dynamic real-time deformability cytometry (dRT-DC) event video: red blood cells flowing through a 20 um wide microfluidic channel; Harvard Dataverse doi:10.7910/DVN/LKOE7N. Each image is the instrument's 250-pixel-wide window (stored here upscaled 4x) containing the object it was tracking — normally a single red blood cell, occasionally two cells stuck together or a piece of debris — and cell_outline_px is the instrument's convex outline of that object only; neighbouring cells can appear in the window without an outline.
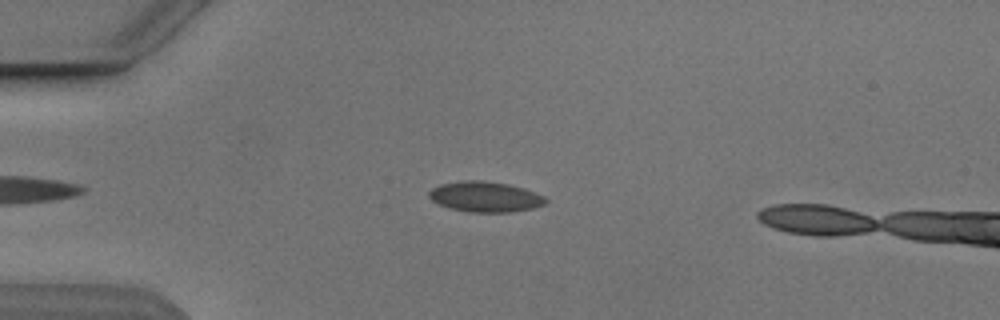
{"species": "Egyptian fruit bat (a non-hibernating species)", "species_latin": "Rousettus aegyptiacus", "temperature_condition": "cold", "stored_images_in_passage": 47, "camera_frame_rate_fps": 3000, "um_per_image_px": 0.085, "animal": {"sex": "male"}, "frame": {"image": 1, "passage_image": 12, "time_ms": 3.667, "image_size_px": [1000, 320], "cell_outline_px": [[548, 200], [544, 204], [532, 208], [512, 212], [468, 212], [448, 208], [432, 200], [428, 196], [428, 192], [432, 188], [440, 184], [464, 180], [480, 180], [508, 184], [524, 188], [544, 196]], "centroid_in_image_um": [41.22, 16.72], "position_along_channel_um": 43.8, "area_um2": 20.69}}
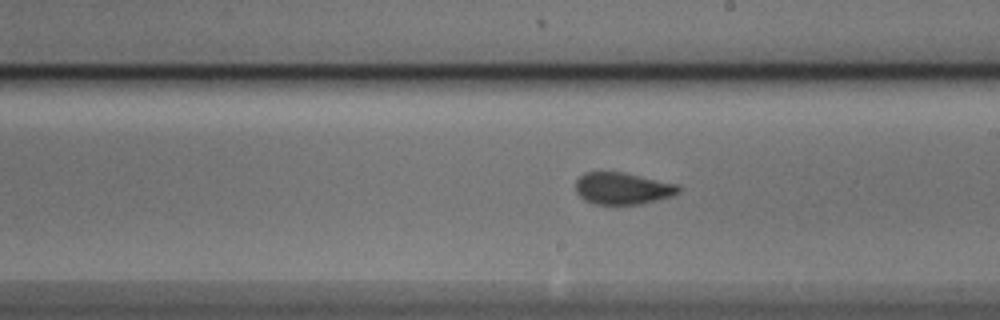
{"frame": {"image": 2, "passage_image": 29, "time_ms": 9.333, "image_size_px": [1000, 320], "cell_outline_px": [[680, 192], [672, 196], [640, 204], [592, 204], [584, 200], [576, 192], [576, 180], [584, 172], [624, 172], [680, 184]], "centroid_in_image_um": [52.94, 16.01], "position_along_channel_um": 236.1, "area_um2": 19.31}}
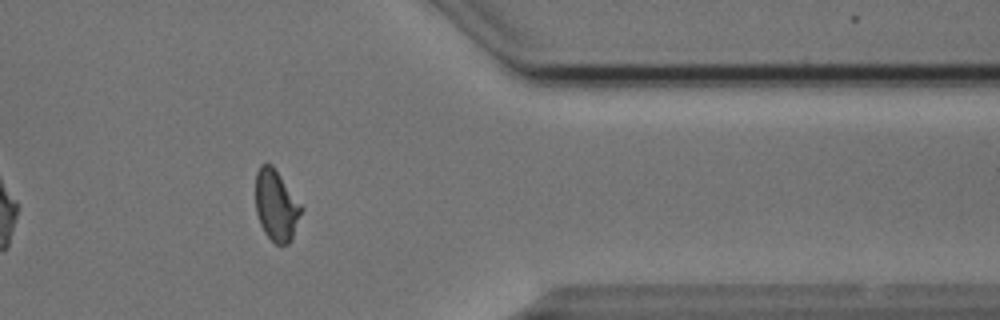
{"frame": {"image": 3, "passage_image": 42, "time_ms": 13.667, "image_size_px": [1000, 320], "cell_outline_px": [[304, 208], [292, 240], [288, 244], [276, 244], [264, 232], [260, 224], [256, 212], [256, 172], [260, 164], [272, 164]], "centroid_in_image_um": [23.49, 17.47], "position_along_channel_um": 387.9, "area_um2": 19.02}, "authors_computed_cell_mechanics": {"area_um2": 19.3052, "velocity_mm_per_s": 3.8459, "shape_relaxation_time_tau1_ms": 6.6649, "shape_relaxation_time_tau2_ms": 0.9914, "deformation_change_tau1": 0.1291, "deformation_change_tau2": 0.0438}}